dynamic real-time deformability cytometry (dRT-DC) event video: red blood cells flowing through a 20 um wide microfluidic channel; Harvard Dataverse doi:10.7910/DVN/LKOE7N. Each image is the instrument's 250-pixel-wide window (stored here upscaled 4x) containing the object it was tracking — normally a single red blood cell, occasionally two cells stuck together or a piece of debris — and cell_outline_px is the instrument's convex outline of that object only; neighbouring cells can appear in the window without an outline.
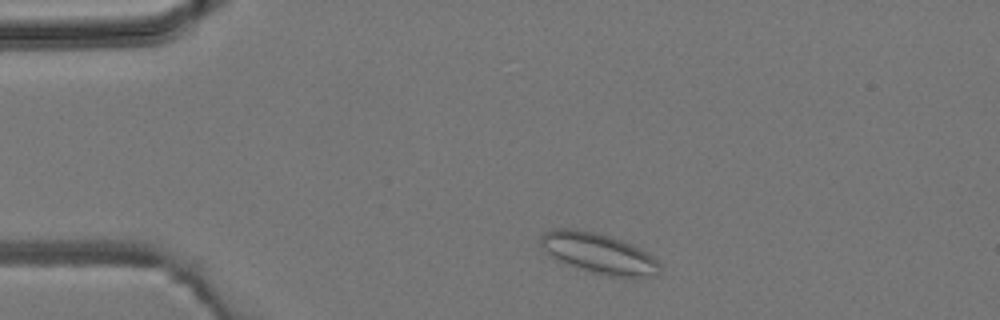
{"species": "common noctule bat (a hibernating species)", "species_latin": "Nyctalus noctula", "temperature_condition": "room temperature", "stored_images_in_passage": 2, "camera_frame_rate_fps": 3000, "um_per_image_px": 0.085, "animal": {"sex": "male", "body_mass_g": 19.2, "forearm_length_mm": 51.8}, "frame": {"image": 1, "passage_image": 1, "time_ms": 0.0, "image_size_px": [1000, 320], "cell_outline_px": [[660, 272], [656, 276], [632, 280], [608, 276], [592, 272], [556, 260], [540, 244], [540, 236], [544, 232], [552, 228], [576, 228], [596, 232], [624, 240], [640, 248], [652, 256], [660, 264]], "centroid_in_image_um": [50.95, 21.55], "position_along_channel_um": 34.1, "area_um2": 28.67}}